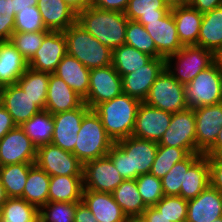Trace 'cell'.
Segmentation results:
<instances>
[{"instance_id": "obj_1", "label": "cell", "mask_w": 222, "mask_h": 222, "mask_svg": "<svg viewBox=\"0 0 222 222\" xmlns=\"http://www.w3.org/2000/svg\"><path fill=\"white\" fill-rule=\"evenodd\" d=\"M157 149V142L130 136L115 142L107 156L124 180H130L150 173Z\"/></svg>"}, {"instance_id": "obj_2", "label": "cell", "mask_w": 222, "mask_h": 222, "mask_svg": "<svg viewBox=\"0 0 222 222\" xmlns=\"http://www.w3.org/2000/svg\"><path fill=\"white\" fill-rule=\"evenodd\" d=\"M128 20L124 12L89 5L77 14V22L111 50L125 44Z\"/></svg>"}, {"instance_id": "obj_3", "label": "cell", "mask_w": 222, "mask_h": 222, "mask_svg": "<svg viewBox=\"0 0 222 222\" xmlns=\"http://www.w3.org/2000/svg\"><path fill=\"white\" fill-rule=\"evenodd\" d=\"M141 101L122 93L98 104L93 111L99 116L105 131L113 142L132 136Z\"/></svg>"}, {"instance_id": "obj_4", "label": "cell", "mask_w": 222, "mask_h": 222, "mask_svg": "<svg viewBox=\"0 0 222 222\" xmlns=\"http://www.w3.org/2000/svg\"><path fill=\"white\" fill-rule=\"evenodd\" d=\"M67 53L89 70L112 64V50L103 45L77 21L63 31Z\"/></svg>"}, {"instance_id": "obj_5", "label": "cell", "mask_w": 222, "mask_h": 222, "mask_svg": "<svg viewBox=\"0 0 222 222\" xmlns=\"http://www.w3.org/2000/svg\"><path fill=\"white\" fill-rule=\"evenodd\" d=\"M73 155L82 164L107 156L113 146V140L105 131L99 116L90 109L83 117L81 128L78 132Z\"/></svg>"}, {"instance_id": "obj_6", "label": "cell", "mask_w": 222, "mask_h": 222, "mask_svg": "<svg viewBox=\"0 0 222 222\" xmlns=\"http://www.w3.org/2000/svg\"><path fill=\"white\" fill-rule=\"evenodd\" d=\"M188 108L222 103V70L216 62L184 85Z\"/></svg>"}, {"instance_id": "obj_7", "label": "cell", "mask_w": 222, "mask_h": 222, "mask_svg": "<svg viewBox=\"0 0 222 222\" xmlns=\"http://www.w3.org/2000/svg\"><path fill=\"white\" fill-rule=\"evenodd\" d=\"M144 102L172 114L188 108L184 85L179 83L166 68L150 87Z\"/></svg>"}, {"instance_id": "obj_8", "label": "cell", "mask_w": 222, "mask_h": 222, "mask_svg": "<svg viewBox=\"0 0 222 222\" xmlns=\"http://www.w3.org/2000/svg\"><path fill=\"white\" fill-rule=\"evenodd\" d=\"M174 58L178 59L177 67L172 70L178 71V74L171 70V62ZM165 61L166 69L179 83L185 85L215 62V54L196 45L183 46L177 53L167 57Z\"/></svg>"}, {"instance_id": "obj_9", "label": "cell", "mask_w": 222, "mask_h": 222, "mask_svg": "<svg viewBox=\"0 0 222 222\" xmlns=\"http://www.w3.org/2000/svg\"><path fill=\"white\" fill-rule=\"evenodd\" d=\"M35 164L49 176H83L82 162L51 143L37 149Z\"/></svg>"}, {"instance_id": "obj_10", "label": "cell", "mask_w": 222, "mask_h": 222, "mask_svg": "<svg viewBox=\"0 0 222 222\" xmlns=\"http://www.w3.org/2000/svg\"><path fill=\"white\" fill-rule=\"evenodd\" d=\"M122 93V77L112 64L90 70L88 95L84 99L90 109Z\"/></svg>"}, {"instance_id": "obj_11", "label": "cell", "mask_w": 222, "mask_h": 222, "mask_svg": "<svg viewBox=\"0 0 222 222\" xmlns=\"http://www.w3.org/2000/svg\"><path fill=\"white\" fill-rule=\"evenodd\" d=\"M158 146L177 147L188 154L196 153V123L194 110L187 108L172 114L170 126Z\"/></svg>"}, {"instance_id": "obj_12", "label": "cell", "mask_w": 222, "mask_h": 222, "mask_svg": "<svg viewBox=\"0 0 222 222\" xmlns=\"http://www.w3.org/2000/svg\"><path fill=\"white\" fill-rule=\"evenodd\" d=\"M123 181L124 178L108 156L83 164L84 190L112 193Z\"/></svg>"}, {"instance_id": "obj_13", "label": "cell", "mask_w": 222, "mask_h": 222, "mask_svg": "<svg viewBox=\"0 0 222 222\" xmlns=\"http://www.w3.org/2000/svg\"><path fill=\"white\" fill-rule=\"evenodd\" d=\"M37 148L21 126H15L0 140V167L35 163Z\"/></svg>"}, {"instance_id": "obj_14", "label": "cell", "mask_w": 222, "mask_h": 222, "mask_svg": "<svg viewBox=\"0 0 222 222\" xmlns=\"http://www.w3.org/2000/svg\"><path fill=\"white\" fill-rule=\"evenodd\" d=\"M171 119L172 113L141 102L132 136L158 143L169 128Z\"/></svg>"}, {"instance_id": "obj_15", "label": "cell", "mask_w": 222, "mask_h": 222, "mask_svg": "<svg viewBox=\"0 0 222 222\" xmlns=\"http://www.w3.org/2000/svg\"><path fill=\"white\" fill-rule=\"evenodd\" d=\"M89 110V106L83 103L76 109L52 115L54 132L51 144L73 153L83 117Z\"/></svg>"}, {"instance_id": "obj_16", "label": "cell", "mask_w": 222, "mask_h": 222, "mask_svg": "<svg viewBox=\"0 0 222 222\" xmlns=\"http://www.w3.org/2000/svg\"><path fill=\"white\" fill-rule=\"evenodd\" d=\"M194 110L196 154H204L214 143L222 127V103L200 106Z\"/></svg>"}, {"instance_id": "obj_17", "label": "cell", "mask_w": 222, "mask_h": 222, "mask_svg": "<svg viewBox=\"0 0 222 222\" xmlns=\"http://www.w3.org/2000/svg\"><path fill=\"white\" fill-rule=\"evenodd\" d=\"M142 24L157 49V58H167L183 48L177 34L175 20L171 10L161 19L153 21H137Z\"/></svg>"}, {"instance_id": "obj_18", "label": "cell", "mask_w": 222, "mask_h": 222, "mask_svg": "<svg viewBox=\"0 0 222 222\" xmlns=\"http://www.w3.org/2000/svg\"><path fill=\"white\" fill-rule=\"evenodd\" d=\"M66 54V39L63 31H50L28 62V67L39 72L53 74Z\"/></svg>"}, {"instance_id": "obj_19", "label": "cell", "mask_w": 222, "mask_h": 222, "mask_svg": "<svg viewBox=\"0 0 222 222\" xmlns=\"http://www.w3.org/2000/svg\"><path fill=\"white\" fill-rule=\"evenodd\" d=\"M165 68V58H152L144 66L122 77L123 93L144 102L150 87Z\"/></svg>"}, {"instance_id": "obj_20", "label": "cell", "mask_w": 222, "mask_h": 222, "mask_svg": "<svg viewBox=\"0 0 222 222\" xmlns=\"http://www.w3.org/2000/svg\"><path fill=\"white\" fill-rule=\"evenodd\" d=\"M1 105L11 115L16 126H22L41 110L17 83L3 87Z\"/></svg>"}, {"instance_id": "obj_21", "label": "cell", "mask_w": 222, "mask_h": 222, "mask_svg": "<svg viewBox=\"0 0 222 222\" xmlns=\"http://www.w3.org/2000/svg\"><path fill=\"white\" fill-rule=\"evenodd\" d=\"M219 217H222V194L211 185L188 200L186 222H212Z\"/></svg>"}, {"instance_id": "obj_22", "label": "cell", "mask_w": 222, "mask_h": 222, "mask_svg": "<svg viewBox=\"0 0 222 222\" xmlns=\"http://www.w3.org/2000/svg\"><path fill=\"white\" fill-rule=\"evenodd\" d=\"M83 103L84 99L69 87L63 79L50 74L45 110L54 115L76 109Z\"/></svg>"}, {"instance_id": "obj_23", "label": "cell", "mask_w": 222, "mask_h": 222, "mask_svg": "<svg viewBox=\"0 0 222 222\" xmlns=\"http://www.w3.org/2000/svg\"><path fill=\"white\" fill-rule=\"evenodd\" d=\"M81 201L98 222H128L127 216L114 200L112 193L83 190Z\"/></svg>"}, {"instance_id": "obj_24", "label": "cell", "mask_w": 222, "mask_h": 222, "mask_svg": "<svg viewBox=\"0 0 222 222\" xmlns=\"http://www.w3.org/2000/svg\"><path fill=\"white\" fill-rule=\"evenodd\" d=\"M183 46L196 45L203 20V14L188 4L173 5L170 8Z\"/></svg>"}, {"instance_id": "obj_25", "label": "cell", "mask_w": 222, "mask_h": 222, "mask_svg": "<svg viewBox=\"0 0 222 222\" xmlns=\"http://www.w3.org/2000/svg\"><path fill=\"white\" fill-rule=\"evenodd\" d=\"M37 7L50 31H64L77 21V13L65 0H38Z\"/></svg>"}, {"instance_id": "obj_26", "label": "cell", "mask_w": 222, "mask_h": 222, "mask_svg": "<svg viewBox=\"0 0 222 222\" xmlns=\"http://www.w3.org/2000/svg\"><path fill=\"white\" fill-rule=\"evenodd\" d=\"M53 74L63 79L83 99L87 97L90 70L78 59L67 53Z\"/></svg>"}, {"instance_id": "obj_27", "label": "cell", "mask_w": 222, "mask_h": 222, "mask_svg": "<svg viewBox=\"0 0 222 222\" xmlns=\"http://www.w3.org/2000/svg\"><path fill=\"white\" fill-rule=\"evenodd\" d=\"M28 68L16 47L9 41H0V84L2 87L17 83Z\"/></svg>"}, {"instance_id": "obj_28", "label": "cell", "mask_w": 222, "mask_h": 222, "mask_svg": "<svg viewBox=\"0 0 222 222\" xmlns=\"http://www.w3.org/2000/svg\"><path fill=\"white\" fill-rule=\"evenodd\" d=\"M83 176H50L48 202H81Z\"/></svg>"}, {"instance_id": "obj_29", "label": "cell", "mask_w": 222, "mask_h": 222, "mask_svg": "<svg viewBox=\"0 0 222 222\" xmlns=\"http://www.w3.org/2000/svg\"><path fill=\"white\" fill-rule=\"evenodd\" d=\"M197 46L214 54L222 47V6L203 14Z\"/></svg>"}, {"instance_id": "obj_30", "label": "cell", "mask_w": 222, "mask_h": 222, "mask_svg": "<svg viewBox=\"0 0 222 222\" xmlns=\"http://www.w3.org/2000/svg\"><path fill=\"white\" fill-rule=\"evenodd\" d=\"M210 185L208 156L202 155L187 171L184 186H181L180 197L185 200L196 198Z\"/></svg>"}, {"instance_id": "obj_31", "label": "cell", "mask_w": 222, "mask_h": 222, "mask_svg": "<svg viewBox=\"0 0 222 222\" xmlns=\"http://www.w3.org/2000/svg\"><path fill=\"white\" fill-rule=\"evenodd\" d=\"M113 198L127 218L142 216L148 207L138 191L136 179L124 180L113 192Z\"/></svg>"}, {"instance_id": "obj_32", "label": "cell", "mask_w": 222, "mask_h": 222, "mask_svg": "<svg viewBox=\"0 0 222 222\" xmlns=\"http://www.w3.org/2000/svg\"><path fill=\"white\" fill-rule=\"evenodd\" d=\"M50 176L36 164L28 173L22 199L35 205L38 209L48 202Z\"/></svg>"}, {"instance_id": "obj_33", "label": "cell", "mask_w": 222, "mask_h": 222, "mask_svg": "<svg viewBox=\"0 0 222 222\" xmlns=\"http://www.w3.org/2000/svg\"><path fill=\"white\" fill-rule=\"evenodd\" d=\"M21 127L37 149L50 144L52 141L54 132L53 116L45 109L40 110Z\"/></svg>"}, {"instance_id": "obj_34", "label": "cell", "mask_w": 222, "mask_h": 222, "mask_svg": "<svg viewBox=\"0 0 222 222\" xmlns=\"http://www.w3.org/2000/svg\"><path fill=\"white\" fill-rule=\"evenodd\" d=\"M170 8L166 0H129L124 13L131 21H153L163 18Z\"/></svg>"}, {"instance_id": "obj_35", "label": "cell", "mask_w": 222, "mask_h": 222, "mask_svg": "<svg viewBox=\"0 0 222 222\" xmlns=\"http://www.w3.org/2000/svg\"><path fill=\"white\" fill-rule=\"evenodd\" d=\"M153 57L126 44L112 50V66L121 77L147 64Z\"/></svg>"}, {"instance_id": "obj_36", "label": "cell", "mask_w": 222, "mask_h": 222, "mask_svg": "<svg viewBox=\"0 0 222 222\" xmlns=\"http://www.w3.org/2000/svg\"><path fill=\"white\" fill-rule=\"evenodd\" d=\"M35 163L9 164L0 167V180L8 198H21L30 167Z\"/></svg>"}, {"instance_id": "obj_37", "label": "cell", "mask_w": 222, "mask_h": 222, "mask_svg": "<svg viewBox=\"0 0 222 222\" xmlns=\"http://www.w3.org/2000/svg\"><path fill=\"white\" fill-rule=\"evenodd\" d=\"M49 78L50 73L39 72L28 67L17 81V84L35 100V104L41 110L45 109Z\"/></svg>"}, {"instance_id": "obj_38", "label": "cell", "mask_w": 222, "mask_h": 222, "mask_svg": "<svg viewBox=\"0 0 222 222\" xmlns=\"http://www.w3.org/2000/svg\"><path fill=\"white\" fill-rule=\"evenodd\" d=\"M39 209L22 198H8L0 207V222H39Z\"/></svg>"}, {"instance_id": "obj_39", "label": "cell", "mask_w": 222, "mask_h": 222, "mask_svg": "<svg viewBox=\"0 0 222 222\" xmlns=\"http://www.w3.org/2000/svg\"><path fill=\"white\" fill-rule=\"evenodd\" d=\"M203 154L191 153L184 160L177 162L161 179L164 196H179L181 186H184L185 174Z\"/></svg>"}, {"instance_id": "obj_40", "label": "cell", "mask_w": 222, "mask_h": 222, "mask_svg": "<svg viewBox=\"0 0 222 222\" xmlns=\"http://www.w3.org/2000/svg\"><path fill=\"white\" fill-rule=\"evenodd\" d=\"M188 155L182 148L158 146L150 173L162 179L177 162L184 160Z\"/></svg>"}, {"instance_id": "obj_41", "label": "cell", "mask_w": 222, "mask_h": 222, "mask_svg": "<svg viewBox=\"0 0 222 222\" xmlns=\"http://www.w3.org/2000/svg\"><path fill=\"white\" fill-rule=\"evenodd\" d=\"M125 44L153 58H157V49L154 40L145 30L144 26L137 21L128 20L125 33Z\"/></svg>"}, {"instance_id": "obj_42", "label": "cell", "mask_w": 222, "mask_h": 222, "mask_svg": "<svg viewBox=\"0 0 222 222\" xmlns=\"http://www.w3.org/2000/svg\"><path fill=\"white\" fill-rule=\"evenodd\" d=\"M77 202H47L39 208V222H74ZM46 209V210H45Z\"/></svg>"}, {"instance_id": "obj_43", "label": "cell", "mask_w": 222, "mask_h": 222, "mask_svg": "<svg viewBox=\"0 0 222 222\" xmlns=\"http://www.w3.org/2000/svg\"><path fill=\"white\" fill-rule=\"evenodd\" d=\"M50 31H36V32H18L14 31L10 41L21 53L24 59L29 62L36 51L42 44L44 37Z\"/></svg>"}, {"instance_id": "obj_44", "label": "cell", "mask_w": 222, "mask_h": 222, "mask_svg": "<svg viewBox=\"0 0 222 222\" xmlns=\"http://www.w3.org/2000/svg\"><path fill=\"white\" fill-rule=\"evenodd\" d=\"M154 207L171 222H186L188 200L180 196H164Z\"/></svg>"}, {"instance_id": "obj_45", "label": "cell", "mask_w": 222, "mask_h": 222, "mask_svg": "<svg viewBox=\"0 0 222 222\" xmlns=\"http://www.w3.org/2000/svg\"><path fill=\"white\" fill-rule=\"evenodd\" d=\"M136 183L143 202L147 206H154L164 197L161 179L151 173L139 175Z\"/></svg>"}, {"instance_id": "obj_46", "label": "cell", "mask_w": 222, "mask_h": 222, "mask_svg": "<svg viewBox=\"0 0 222 222\" xmlns=\"http://www.w3.org/2000/svg\"><path fill=\"white\" fill-rule=\"evenodd\" d=\"M14 31L18 32H36L50 31L42 20V16L37 6H28V8L19 11L14 19Z\"/></svg>"}, {"instance_id": "obj_47", "label": "cell", "mask_w": 222, "mask_h": 222, "mask_svg": "<svg viewBox=\"0 0 222 222\" xmlns=\"http://www.w3.org/2000/svg\"><path fill=\"white\" fill-rule=\"evenodd\" d=\"M13 0H0V41H9L14 32Z\"/></svg>"}, {"instance_id": "obj_48", "label": "cell", "mask_w": 222, "mask_h": 222, "mask_svg": "<svg viewBox=\"0 0 222 222\" xmlns=\"http://www.w3.org/2000/svg\"><path fill=\"white\" fill-rule=\"evenodd\" d=\"M210 185L222 194V155L208 156Z\"/></svg>"}, {"instance_id": "obj_49", "label": "cell", "mask_w": 222, "mask_h": 222, "mask_svg": "<svg viewBox=\"0 0 222 222\" xmlns=\"http://www.w3.org/2000/svg\"><path fill=\"white\" fill-rule=\"evenodd\" d=\"M129 0H89L88 5L103 10L125 12Z\"/></svg>"}, {"instance_id": "obj_50", "label": "cell", "mask_w": 222, "mask_h": 222, "mask_svg": "<svg viewBox=\"0 0 222 222\" xmlns=\"http://www.w3.org/2000/svg\"><path fill=\"white\" fill-rule=\"evenodd\" d=\"M187 4L204 14L222 6V0H189Z\"/></svg>"}, {"instance_id": "obj_51", "label": "cell", "mask_w": 222, "mask_h": 222, "mask_svg": "<svg viewBox=\"0 0 222 222\" xmlns=\"http://www.w3.org/2000/svg\"><path fill=\"white\" fill-rule=\"evenodd\" d=\"M15 123L12 120L11 115L1 105L0 106V140L15 127Z\"/></svg>"}, {"instance_id": "obj_52", "label": "cell", "mask_w": 222, "mask_h": 222, "mask_svg": "<svg viewBox=\"0 0 222 222\" xmlns=\"http://www.w3.org/2000/svg\"><path fill=\"white\" fill-rule=\"evenodd\" d=\"M74 222H98L90 209L81 201L77 202Z\"/></svg>"}, {"instance_id": "obj_53", "label": "cell", "mask_w": 222, "mask_h": 222, "mask_svg": "<svg viewBox=\"0 0 222 222\" xmlns=\"http://www.w3.org/2000/svg\"><path fill=\"white\" fill-rule=\"evenodd\" d=\"M142 217L147 220V222H171L166 217H164L154 206H148Z\"/></svg>"}, {"instance_id": "obj_54", "label": "cell", "mask_w": 222, "mask_h": 222, "mask_svg": "<svg viewBox=\"0 0 222 222\" xmlns=\"http://www.w3.org/2000/svg\"><path fill=\"white\" fill-rule=\"evenodd\" d=\"M205 156H217L222 155V127L215 143L203 154Z\"/></svg>"}, {"instance_id": "obj_55", "label": "cell", "mask_w": 222, "mask_h": 222, "mask_svg": "<svg viewBox=\"0 0 222 222\" xmlns=\"http://www.w3.org/2000/svg\"><path fill=\"white\" fill-rule=\"evenodd\" d=\"M38 0H13L14 12L17 14L19 11L28 8V6H37Z\"/></svg>"}, {"instance_id": "obj_56", "label": "cell", "mask_w": 222, "mask_h": 222, "mask_svg": "<svg viewBox=\"0 0 222 222\" xmlns=\"http://www.w3.org/2000/svg\"><path fill=\"white\" fill-rule=\"evenodd\" d=\"M65 1L78 14L86 6H88L89 0H65Z\"/></svg>"}, {"instance_id": "obj_57", "label": "cell", "mask_w": 222, "mask_h": 222, "mask_svg": "<svg viewBox=\"0 0 222 222\" xmlns=\"http://www.w3.org/2000/svg\"><path fill=\"white\" fill-rule=\"evenodd\" d=\"M8 199V196L6 194L5 188L1 183L0 180V207L3 205V203Z\"/></svg>"}, {"instance_id": "obj_58", "label": "cell", "mask_w": 222, "mask_h": 222, "mask_svg": "<svg viewBox=\"0 0 222 222\" xmlns=\"http://www.w3.org/2000/svg\"><path fill=\"white\" fill-rule=\"evenodd\" d=\"M215 62L222 70V47L215 53Z\"/></svg>"}, {"instance_id": "obj_59", "label": "cell", "mask_w": 222, "mask_h": 222, "mask_svg": "<svg viewBox=\"0 0 222 222\" xmlns=\"http://www.w3.org/2000/svg\"><path fill=\"white\" fill-rule=\"evenodd\" d=\"M171 6L187 4L189 0H166Z\"/></svg>"}, {"instance_id": "obj_60", "label": "cell", "mask_w": 222, "mask_h": 222, "mask_svg": "<svg viewBox=\"0 0 222 222\" xmlns=\"http://www.w3.org/2000/svg\"><path fill=\"white\" fill-rule=\"evenodd\" d=\"M128 222H147L142 216L132 217L128 219Z\"/></svg>"}, {"instance_id": "obj_61", "label": "cell", "mask_w": 222, "mask_h": 222, "mask_svg": "<svg viewBox=\"0 0 222 222\" xmlns=\"http://www.w3.org/2000/svg\"><path fill=\"white\" fill-rule=\"evenodd\" d=\"M212 222H222V217H219L216 220H213Z\"/></svg>"}, {"instance_id": "obj_62", "label": "cell", "mask_w": 222, "mask_h": 222, "mask_svg": "<svg viewBox=\"0 0 222 222\" xmlns=\"http://www.w3.org/2000/svg\"><path fill=\"white\" fill-rule=\"evenodd\" d=\"M2 89H3V87H2V85L0 84V94H1V92H2Z\"/></svg>"}]
</instances>
